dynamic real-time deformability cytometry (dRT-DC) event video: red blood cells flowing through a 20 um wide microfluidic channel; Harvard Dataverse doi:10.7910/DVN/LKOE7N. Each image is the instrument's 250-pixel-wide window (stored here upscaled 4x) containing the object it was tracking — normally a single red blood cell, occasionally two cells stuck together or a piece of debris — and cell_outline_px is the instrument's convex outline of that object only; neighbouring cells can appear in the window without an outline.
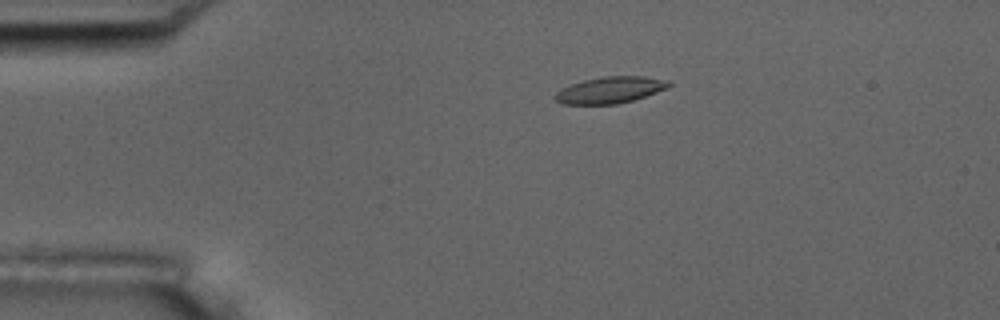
{"species": "common noctule bat (a hibernating species)", "species_latin": "Nyctalus noctula", "temperature_condition": "room temperature", "stored_images_in_passage": 8, "camera_frame_rate_fps": 3000, "um_per_image_px": 0.085, "animal": {"sex": "male", "body_mass_g": 17.5, "forearm_length_mm": 52.3}, "frame": {"image": 1, "passage_image": 2, "time_ms": 1.333, "image_size_px": [1000, 320], "cell_outline_px": [[672, 84], [668, 88], [632, 100], [616, 104], [564, 104], [556, 100], [552, 96], [556, 92], [572, 84], [584, 80], [604, 76], [644, 76], [672, 80]], "centroid_in_image_um": [51.9, 7.64], "position_along_channel_um": 33.1, "area_um2": 17.51}}
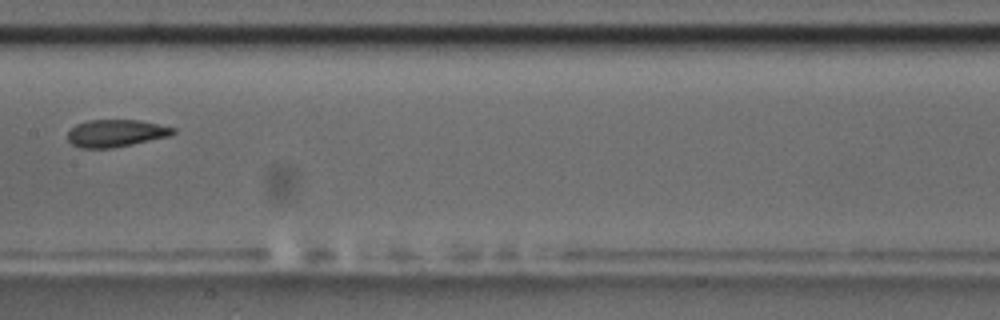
{"frame": {"image": 2, "passage_image": 7, "time_ms": 7.0, "image_size_px": [1000, 320], "cell_outline_px": [[176, 132], [168, 136], [132, 144], [112, 148], [80, 148], [72, 144], [68, 140], [68, 132], [76, 124], [88, 120], [140, 120], [176, 128]], "centroid_in_image_um": [9.84, 11.32], "position_along_channel_um": 197.6, "area_um2": 16.7}}